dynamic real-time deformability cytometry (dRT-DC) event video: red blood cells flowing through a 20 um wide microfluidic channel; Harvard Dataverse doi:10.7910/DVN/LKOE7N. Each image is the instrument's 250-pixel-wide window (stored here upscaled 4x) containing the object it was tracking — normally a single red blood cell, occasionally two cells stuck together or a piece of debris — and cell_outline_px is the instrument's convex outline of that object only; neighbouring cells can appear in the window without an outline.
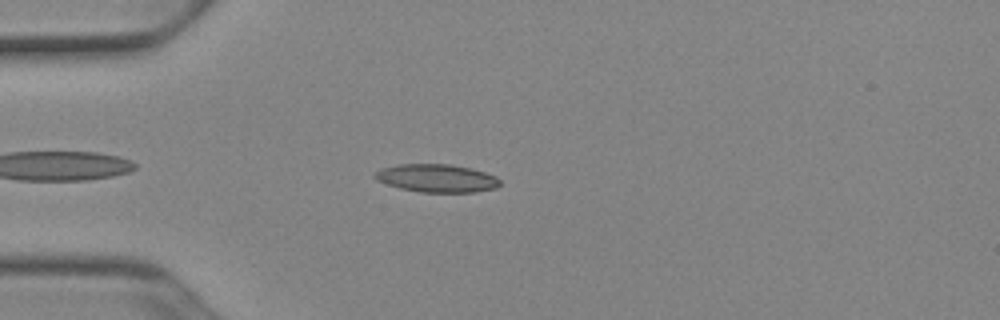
{"species": "Egyptian fruit bat (a non-hibernating species)", "species_latin": "Rousettus aegyptiacus", "temperature_condition": "cold", "stored_images_in_passage": 33, "camera_frame_rate_fps": 3000, "um_per_image_px": 0.085, "animal": {"sex": "female"}, "frame": {"image": 1, "passage_image": 2, "time_ms": 0.333, "image_size_px": [1000, 320], "cell_outline_px": [[500, 184], [496, 188], [476, 192], [420, 192], [400, 188], [376, 180], [372, 176], [380, 168], [400, 164], [452, 164], [472, 168], [496, 176], [500, 180]], "centroid_in_image_um": [37.13, 15.14], "position_along_channel_um": 47.9, "area_um2": 20.52}}
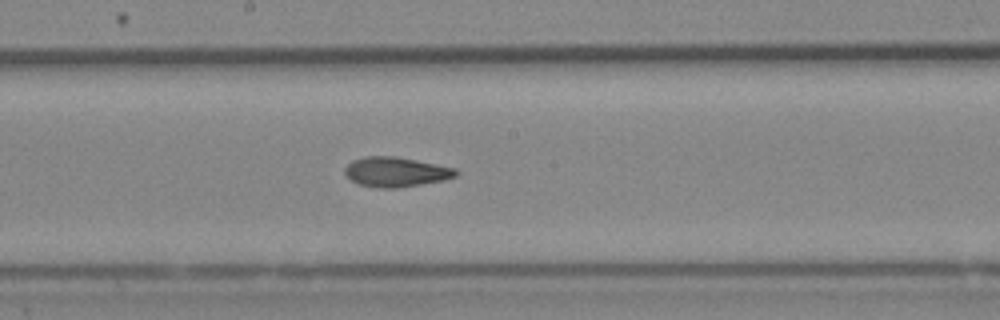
{"frame": {"image": 2, "passage_image": 16, "time_ms": 5.0, "image_size_px": [1000, 320], "cell_outline_px": [[460, 172], [456, 176], [444, 180], [396, 188], [376, 188], [360, 184], [352, 180], [344, 172], [344, 168], [352, 160], [364, 156], [396, 156], [456, 168]], "centroid_in_image_um": [33.66, 14.6], "position_along_channel_um": 214.5, "area_um2": 19.25}}
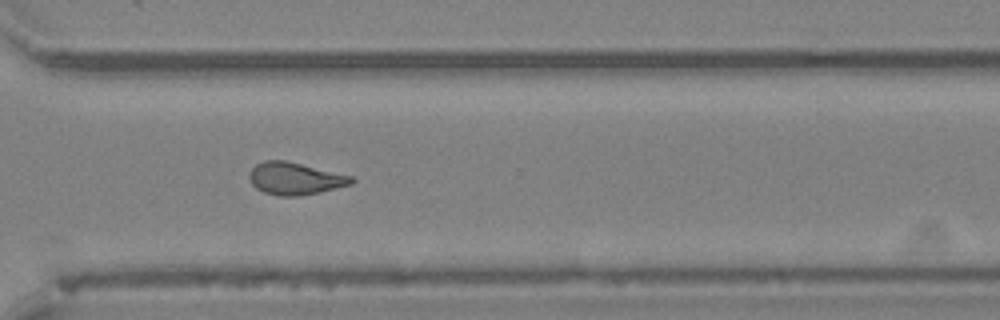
{"frame": {"image": 3, "passage_image": 26, "time_ms": 8.333, "image_size_px": [1000, 320], "cell_outline_px": [[356, 180], [352, 184], [320, 192], [300, 196], [280, 196], [264, 192], [256, 188], [252, 184], [248, 176], [248, 172], [256, 164], [264, 160], [284, 160], [352, 176]], "centroid_in_image_um": [25.06, 15.18], "position_along_channel_um": 345.5, "area_um2": 19.19}, "authors_computed_cell_mechanics": {"area_um2": 19.1896, "velocity_mm_per_s": 3.9273, "shape_relaxation_time_tau1_ms": null, "shape_relaxation_time_tau2_ms": 2.9586, "deformation_change_tau1": null, "deformation_change_tau2": 0.1031}}